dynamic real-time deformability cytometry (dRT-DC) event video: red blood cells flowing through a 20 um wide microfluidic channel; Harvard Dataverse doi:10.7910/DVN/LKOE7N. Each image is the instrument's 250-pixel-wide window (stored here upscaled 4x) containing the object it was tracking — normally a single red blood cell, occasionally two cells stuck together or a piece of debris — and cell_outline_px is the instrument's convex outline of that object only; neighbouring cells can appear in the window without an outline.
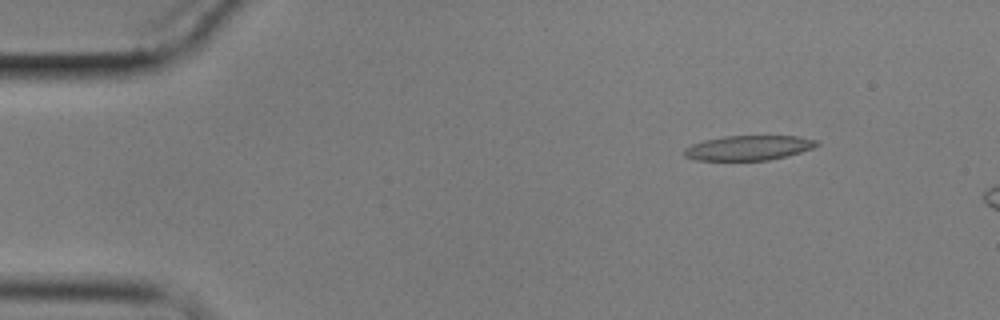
{"species": "common noctule bat (a hibernating species)", "species_latin": "Nyctalus noctula", "temperature_condition": "cold", "stored_images_in_passage": 3, "camera_frame_rate_fps": 3000, "um_per_image_px": 0.085, "animal": {"sex": "male", "body_mass_g": 17.9}, "frame": {"image": 1, "passage_image": 3, "time_ms": 4.0, "image_size_px": [1000, 320], "cell_outline_px": [[820, 144], [812, 148], [800, 152], [768, 160], [696, 160], [684, 156], [684, 148], [692, 144], [704, 140], [724, 136], [796, 136], [820, 140]], "centroid_in_image_um": [63.63, 12.56], "position_along_channel_um": 21.4, "area_um2": 19.07}}